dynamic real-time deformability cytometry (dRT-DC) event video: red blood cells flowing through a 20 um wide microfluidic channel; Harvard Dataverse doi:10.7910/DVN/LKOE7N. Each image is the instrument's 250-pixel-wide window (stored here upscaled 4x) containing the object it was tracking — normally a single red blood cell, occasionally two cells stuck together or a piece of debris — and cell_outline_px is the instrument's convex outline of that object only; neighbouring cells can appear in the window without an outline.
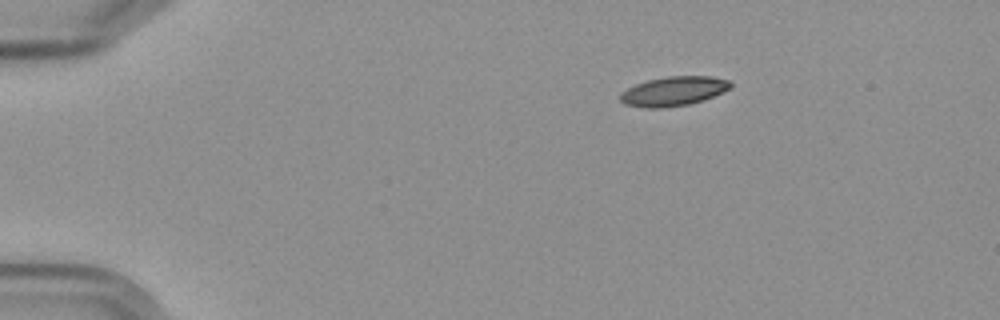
{"species": "Egyptian fruit bat (a non-hibernating species)", "species_latin": "Rousettus aegyptiacus", "temperature_condition": "cold", "stored_images_in_passage": 7, "camera_frame_rate_fps": 3000, "um_per_image_px": 0.085, "frame": {"image": 1, "passage_image": 1, "time_ms": 0.0, "image_size_px": [1000, 320], "cell_outline_px": [[732, 88], [724, 92], [704, 100], [688, 104], [660, 108], [644, 108], [624, 104], [620, 100], [620, 92], [636, 84], [648, 80], [668, 76], [712, 76], [728, 80], [732, 84]], "centroid_in_image_um": [57.27, 7.75], "position_along_channel_um": 27.7, "area_um2": 18.96}}
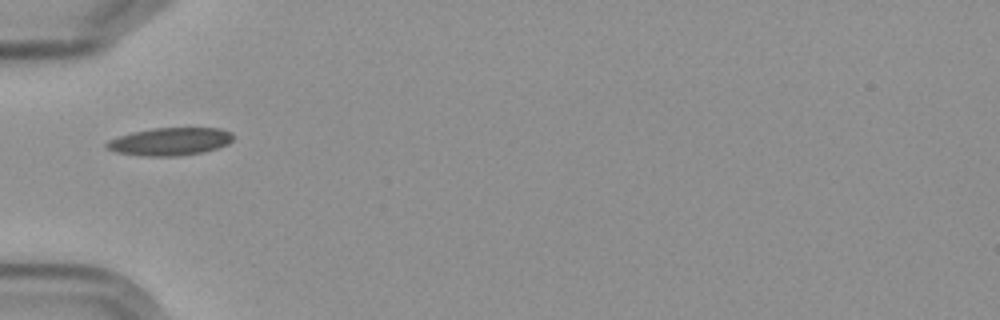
{"frame": {"image": 2, "passage_image": 4, "time_ms": 3.333, "image_size_px": [1000, 320], "cell_outline_px": [[232, 140], [228, 144], [216, 148], [200, 152], [176, 156], [140, 156], [116, 152], [104, 148], [104, 144], [108, 140], [132, 132], [152, 128], [220, 128], [232, 132]], "centroid_in_image_um": [14.4, 12.03], "position_along_channel_um": 70.6, "area_um2": 20.46}}
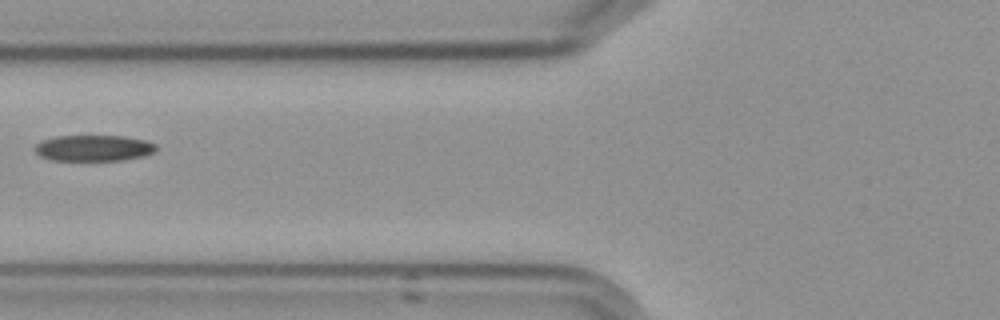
{"frame": {"image": 3, "passage_image": 5, "time_ms": 4.667, "image_size_px": [1000, 320], "cell_outline_px": [[156, 152], [144, 156], [124, 160], [52, 160], [40, 156], [32, 148], [36, 144], [44, 140], [56, 136], [124, 136], [148, 140], [156, 144]], "centroid_in_image_um": [8.0, 12.58], "position_along_channel_um": 117.8, "area_um2": 18.55}}